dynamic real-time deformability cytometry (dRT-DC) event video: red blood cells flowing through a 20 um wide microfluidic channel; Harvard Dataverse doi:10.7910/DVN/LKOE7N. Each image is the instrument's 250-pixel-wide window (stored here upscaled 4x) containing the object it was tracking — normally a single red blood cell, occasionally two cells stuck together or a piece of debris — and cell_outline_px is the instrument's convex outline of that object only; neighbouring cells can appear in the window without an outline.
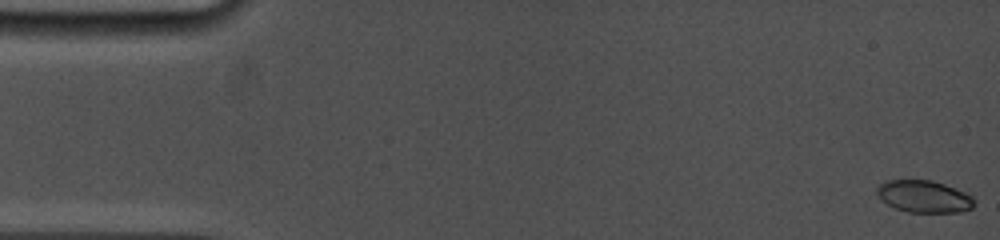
{"species": "common noctule bat (a hibernating species)", "species_latin": "Nyctalus noctula", "temperature_condition": "cold", "stored_images_in_passage": 60, "camera_frame_rate_fps": 5000, "um_per_image_px": 0.085, "animal": {"sex": "female", "body_mass_g": 19.0, "forearm_length_mm": 53.3}, "frame": {"image": 1, "passage_image": 1, "time_ms": 0.0, "image_size_px": [1000, 240], "cell_outline_px": [[976, 204], [972, 208], [960, 212], [908, 212], [896, 208], [888, 204], [876, 192], [876, 188], [880, 184], [888, 180], [932, 180], [944, 184], [964, 192], [972, 196], [976, 200]], "centroid_in_image_um": [78.58, 16.7], "position_along_channel_um": 6.4, "area_um2": 18.09}}
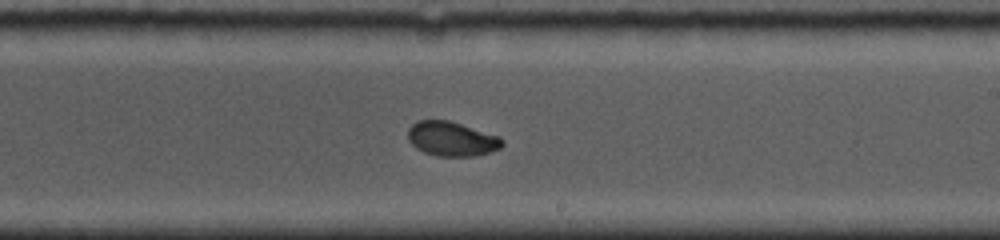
{"frame": {"image": 2, "passage_image": 36, "time_ms": 9.8, "image_size_px": [1000, 240], "cell_outline_px": [[504, 144], [500, 148], [476, 156], [436, 156], [424, 152], [416, 148], [408, 140], [408, 128], [412, 124], [420, 120], [448, 120], [500, 136], [504, 140]], "centroid_in_image_um": [38.4, 11.8], "position_along_channel_um": 250.6, "area_um2": 18.96}}
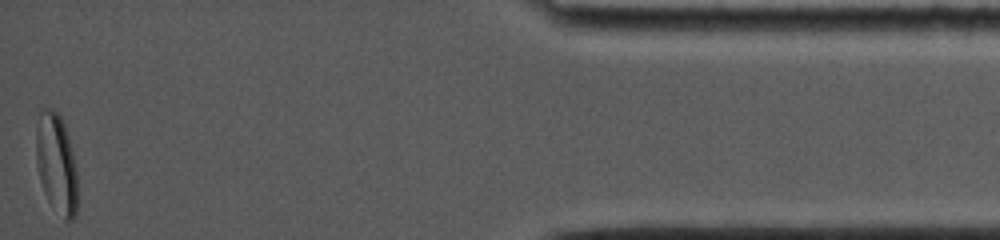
{"frame": {"image": 3, "passage_image": 60, "time_ms": 16.0, "image_size_px": [1000, 240], "cell_outline_px": [[76, 216], [72, 220], [64, 220], [48, 200], [44, 192], [40, 180], [36, 164], [36, 132], [40, 112], [52, 108], [60, 116], [64, 124], [68, 136], [76, 168]], "centroid_in_image_um": [4.78, 13.93], "position_along_channel_um": 430.4, "area_um2": 23.76}, "authors_computed_cell_mechanics": {"area_um2": 19.2185, "velocity_mm_per_s": 3.8887, "shape_relaxation_time_tau1_ms": 5.0389, "shape_relaxation_time_tau2_ms": 0.9691, "deformation_change_tau1": 0.1578, "deformation_change_tau2": 0.0396}}